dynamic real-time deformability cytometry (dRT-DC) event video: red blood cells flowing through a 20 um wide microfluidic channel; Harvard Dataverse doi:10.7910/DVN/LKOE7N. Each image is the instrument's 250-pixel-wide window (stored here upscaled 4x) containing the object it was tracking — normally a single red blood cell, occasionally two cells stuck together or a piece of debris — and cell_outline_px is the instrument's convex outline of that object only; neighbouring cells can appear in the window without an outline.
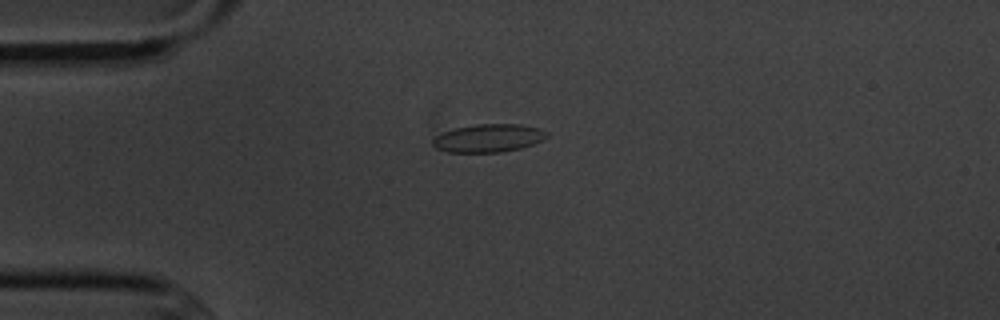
{"species": "common noctule bat (a hibernating species)", "species_latin": "Nyctalus noctula", "temperature_condition": "cold", "stored_images_in_passage": 7, "camera_frame_rate_fps": 3000, "um_per_image_px": 0.085, "animal": {"sex": "male", "body_mass_g": 20.1, "forearm_length_mm": 53.5}, "frame": {"image": 1, "passage_image": 1, "time_ms": 0.0, "image_size_px": [1000, 320], "cell_outline_px": [[548, 136], [532, 144], [520, 148], [500, 152], [448, 152], [436, 148], [432, 144], [432, 140], [436, 136], [444, 132], [456, 128], [476, 124], [520, 124], [540, 128], [548, 132]], "centroid_in_image_um": [41.52, 11.73], "position_along_channel_um": 43.5, "area_um2": 18.5}}
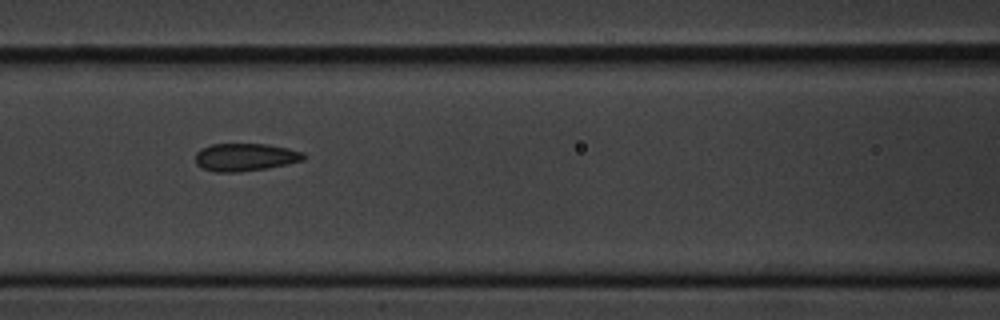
{"frame": {"image": 2, "passage_image": 4, "time_ms": 3.333, "image_size_px": [1000, 320], "cell_outline_px": [[304, 160], [288, 164], [268, 168], [240, 172], [212, 172], [196, 164], [196, 152], [200, 148], [212, 144], [268, 144], [288, 148], [304, 152]], "centroid_in_image_um": [20.84, 13.36], "position_along_channel_um": 145.8, "area_um2": 17.63}}
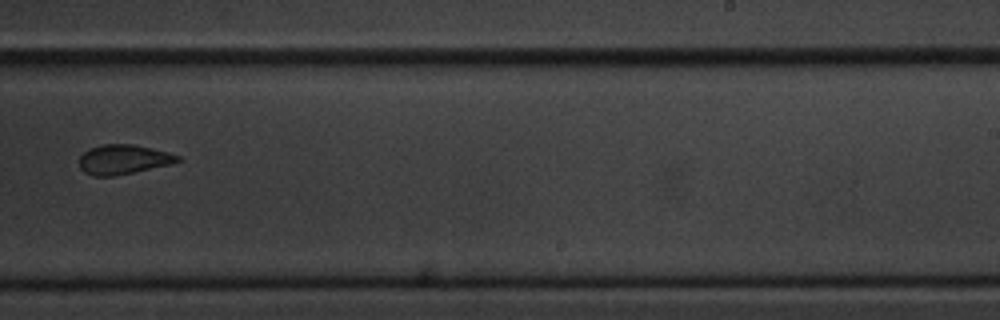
{"frame": {"image": 3, "passage_image": 7, "time_ms": 7.0, "image_size_px": [1000, 320], "cell_outline_px": [[180, 160], [172, 164], [112, 176], [92, 176], [84, 172], [80, 168], [80, 156], [88, 148], [104, 144], [132, 144], [152, 148], [168, 152], [180, 156]], "centroid_in_image_um": [10.47, 13.54], "position_along_channel_um": 278.5, "area_um2": 16.88}}